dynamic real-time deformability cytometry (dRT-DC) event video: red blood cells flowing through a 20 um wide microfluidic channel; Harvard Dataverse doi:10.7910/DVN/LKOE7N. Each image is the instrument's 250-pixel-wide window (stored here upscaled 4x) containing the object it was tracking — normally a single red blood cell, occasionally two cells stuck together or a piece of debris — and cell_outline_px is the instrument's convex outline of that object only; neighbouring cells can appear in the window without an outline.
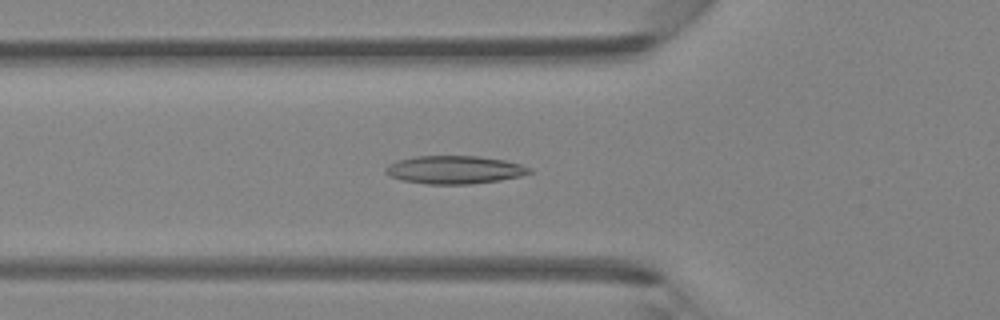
{"species": "Egyptian fruit bat (a non-hibernating species)", "species_latin": "Rousettus aegyptiacus", "temperature_condition": "room temperature", "stored_images_in_passage": 45, "camera_frame_rate_fps": 3000, "um_per_image_px": 0.085, "animal": {"sex": "female"}, "frame": {"image": 1, "passage_image": 15, "time_ms": 4.667, "image_size_px": [1000, 320], "cell_outline_px": [[532, 172], [520, 176], [500, 180], [468, 184], [428, 184], [404, 180], [392, 176], [384, 172], [384, 168], [388, 164], [400, 160], [416, 156], [480, 156], [504, 160], [520, 164], [532, 168]], "centroid_in_image_um": [38.65, 14.42], "position_along_channel_um": 87.1, "area_um2": 23.35}}
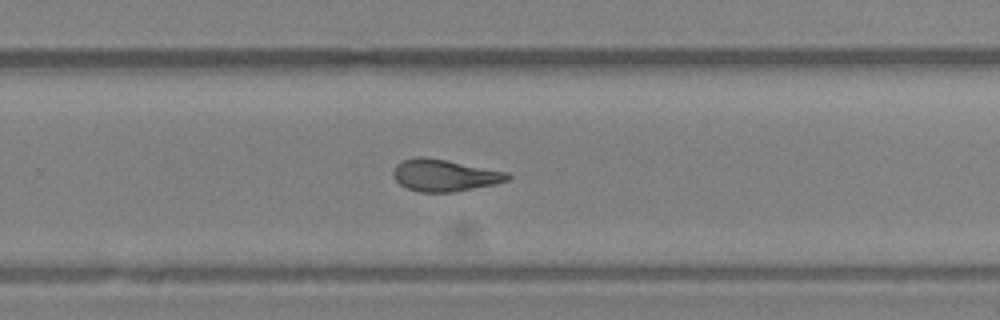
{"frame": {"image": 2, "passage_image": 29, "time_ms": 9.333, "image_size_px": [1000, 320], "cell_outline_px": [[512, 176], [508, 180], [496, 184], [452, 192], [420, 192], [408, 188], [400, 184], [392, 176], [392, 172], [396, 164], [404, 160], [416, 156], [424, 156], [448, 160], [508, 172]], "centroid_in_image_um": [37.78, 14.89], "position_along_channel_um": 292.0, "area_um2": 21.39}}
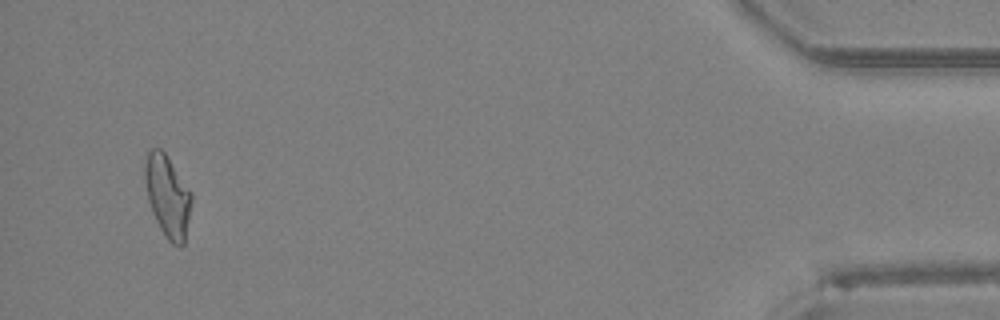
{"frame": {"image": 3, "passage_image": 43, "time_ms": 14.0, "image_size_px": [1000, 320], "cell_outline_px": [[192, 200], [184, 244], [180, 248], [172, 244], [164, 236], [152, 212], [148, 200], [144, 180], [144, 160], [148, 148], [160, 148], [164, 152], [192, 192]], "centroid_in_image_um": [14.23, 16.66], "position_along_channel_um": 421.0, "area_um2": 22.48}}